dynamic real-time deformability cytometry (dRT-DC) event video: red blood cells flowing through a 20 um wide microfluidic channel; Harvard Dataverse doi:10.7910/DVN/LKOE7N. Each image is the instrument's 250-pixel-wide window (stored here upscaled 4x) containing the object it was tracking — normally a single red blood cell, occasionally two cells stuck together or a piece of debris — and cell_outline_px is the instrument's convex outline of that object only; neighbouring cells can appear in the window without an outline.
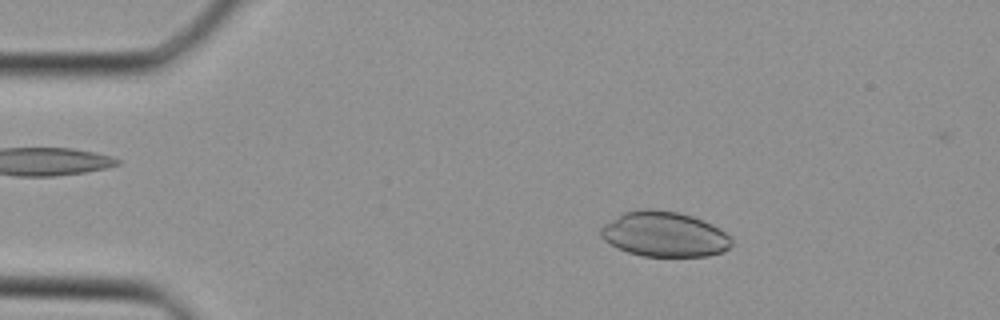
{"species": "Egyptian fruit bat (a non-hibernating species)", "species_latin": "Rousettus aegyptiacus", "temperature_condition": "cold", "stored_images_in_passage": 37, "camera_frame_rate_fps": 3000, "um_per_image_px": 0.085, "animal": {"sex": "female"}, "frame": {"image": 1, "passage_image": 6, "time_ms": 1.667, "image_size_px": [1000, 320], "cell_outline_px": [[732, 244], [728, 248], [720, 252], [708, 256], [644, 256], [628, 252], [616, 248], [604, 240], [600, 236], [600, 228], [604, 224], [624, 212], [644, 208], [652, 208], [676, 212], [692, 216], [704, 220], [720, 228], [732, 240]], "centroid_in_image_um": [56.44, 19.9], "position_along_channel_um": 28.6, "area_um2": 34.39}}
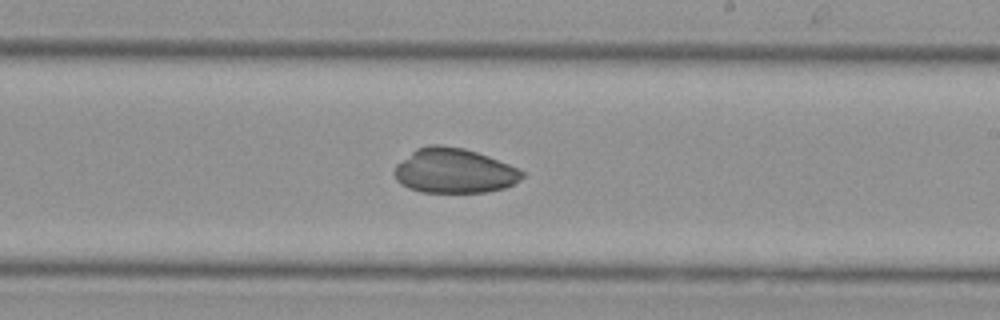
{"frame": {"image": 2, "passage_image": 22, "time_ms": 7.0, "image_size_px": [1000, 320], "cell_outline_px": [[524, 176], [512, 184], [504, 188], [488, 192], [420, 192], [408, 188], [400, 184], [396, 180], [392, 172], [396, 164], [416, 148], [432, 144], [440, 144], [464, 148], [488, 156], [508, 164], [524, 172]], "centroid_in_image_um": [38.54, 14.52], "position_along_channel_um": 250.5, "area_um2": 33.41}}
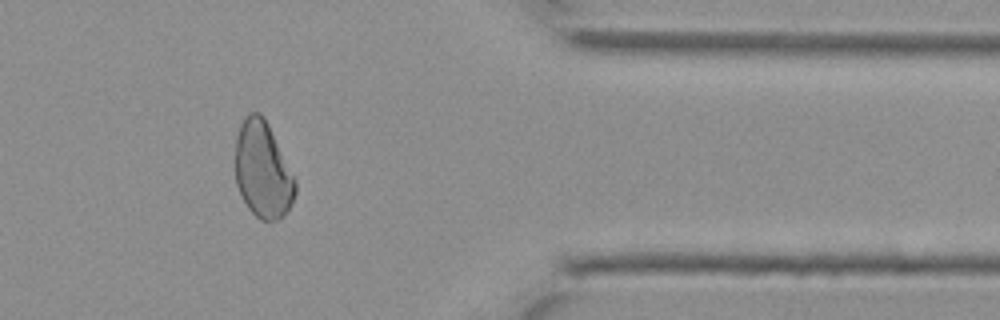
{"frame": {"image": 3, "passage_image": 31, "time_ms": 10.0, "image_size_px": [1000, 320], "cell_outline_px": [[296, 192], [284, 216], [280, 220], [260, 220], [248, 208], [236, 184], [236, 136], [240, 124], [244, 116], [248, 112], [260, 112], [264, 116], [296, 180]], "centroid_in_image_um": [22.33, 14.43], "position_along_channel_um": 389.1, "area_um2": 33.58}}